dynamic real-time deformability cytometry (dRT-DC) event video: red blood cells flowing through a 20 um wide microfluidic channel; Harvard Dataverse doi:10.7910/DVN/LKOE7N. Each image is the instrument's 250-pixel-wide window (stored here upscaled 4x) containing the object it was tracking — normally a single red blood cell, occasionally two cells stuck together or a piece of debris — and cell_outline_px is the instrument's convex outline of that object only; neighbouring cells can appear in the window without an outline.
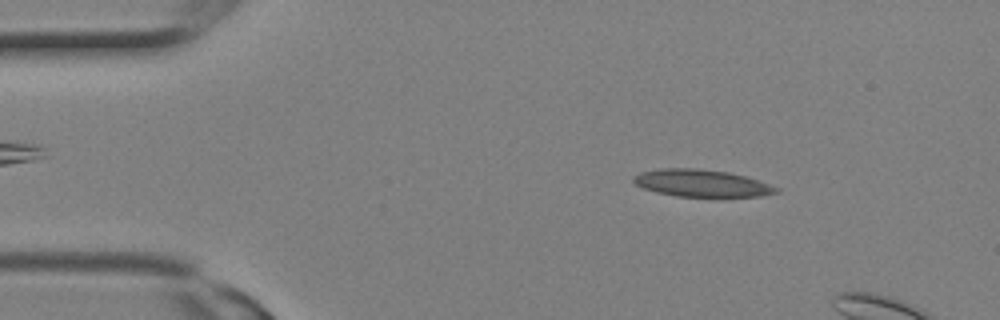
{"species": "Egyptian fruit bat (a non-hibernating species)", "species_latin": "Rousettus aegyptiacus", "temperature_condition": "room temperature", "stored_images_in_passage": 6, "camera_frame_rate_fps": 3000, "um_per_image_px": 0.085, "animal": {"sex": "female"}, "frame": {"image": 1, "passage_image": 3, "time_ms": 0.667, "image_size_px": [1000, 320], "cell_outline_px": [[780, 192], [760, 196], [724, 200], [716, 200], [676, 196], [656, 192], [644, 188], [636, 184], [632, 180], [632, 176], [640, 172], [660, 168], [696, 168], [728, 172], [744, 176], [780, 188]], "centroid_in_image_um": [59.68, 15.63], "position_along_channel_um": 25.3, "area_um2": 23.76}}